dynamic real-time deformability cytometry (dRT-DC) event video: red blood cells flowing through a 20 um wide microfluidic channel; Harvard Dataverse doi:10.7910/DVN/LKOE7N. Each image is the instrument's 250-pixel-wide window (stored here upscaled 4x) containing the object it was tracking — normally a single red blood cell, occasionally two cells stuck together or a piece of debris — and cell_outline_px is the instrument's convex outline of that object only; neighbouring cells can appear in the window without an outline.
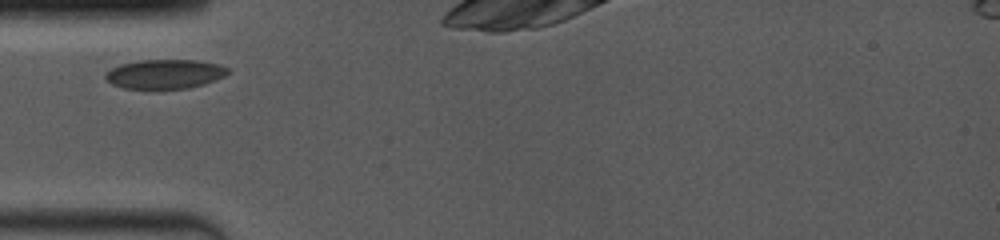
{"species": "common noctule bat (a hibernating species)", "species_latin": "Nyctalus noctula", "temperature_condition": "room temperature", "stored_images_in_passage": 2, "camera_frame_rate_fps": 4000, "um_per_image_px": 0.085, "animal": {"sex": "female", "body_mass_g": 19.0, "forearm_length_mm": 53.3}, "frame": {"image": 1, "passage_image": 1, "time_ms": 0.0, "image_size_px": [1000, 240], "cell_outline_px": [[232, 72], [224, 76], [204, 84], [188, 88], [152, 92], [124, 88], [112, 84], [104, 76], [112, 68], [120, 64], [136, 60], [196, 60], [216, 64], [228, 68]], "centroid_in_image_um": [13.99, 6.34], "position_along_channel_um": 71.0, "area_um2": 21.62}}